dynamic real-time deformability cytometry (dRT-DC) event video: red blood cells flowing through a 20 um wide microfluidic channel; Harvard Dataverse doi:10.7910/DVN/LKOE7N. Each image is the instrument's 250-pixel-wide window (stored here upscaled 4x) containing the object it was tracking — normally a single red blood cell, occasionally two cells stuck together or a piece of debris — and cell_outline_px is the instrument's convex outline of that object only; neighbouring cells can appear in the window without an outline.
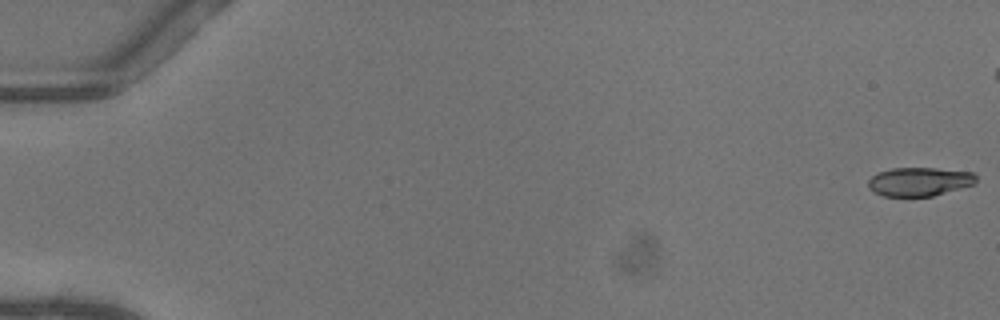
{"species": "common noctule bat (a hibernating species)", "species_latin": "Nyctalus noctula", "temperature_condition": "warm", "stored_images_in_passage": 47, "camera_frame_rate_fps": 3000, "um_per_image_px": 0.085, "animal": {"sex": "female"}, "frame": {"image": 1, "passage_image": 1, "time_ms": 0.0, "image_size_px": [1000, 320], "cell_outline_px": [[976, 184], [932, 196], [884, 196], [872, 192], [868, 188], [868, 180], [872, 176], [880, 172], [892, 168], [936, 168], [972, 172], [976, 176]], "centroid_in_image_um": [78.14, 15.44], "position_along_channel_um": 6.9, "area_um2": 18.09}}
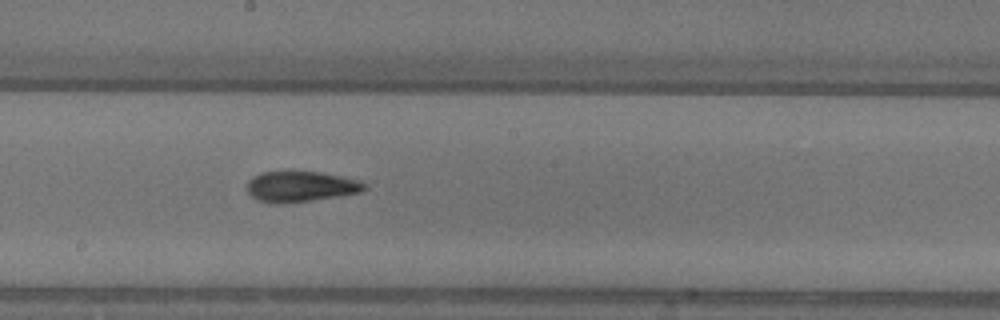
{"frame": {"image": 2, "passage_image": 30, "time_ms": 9.667, "image_size_px": [1000, 320], "cell_outline_px": [[368, 188], [360, 192], [340, 196], [276, 204], [256, 200], [248, 192], [248, 180], [252, 176], [260, 172], [288, 168], [320, 172], [344, 176], [360, 180], [368, 184]], "centroid_in_image_um": [25.55, 15.79], "position_along_channel_um": 222.6, "area_um2": 21.85}}
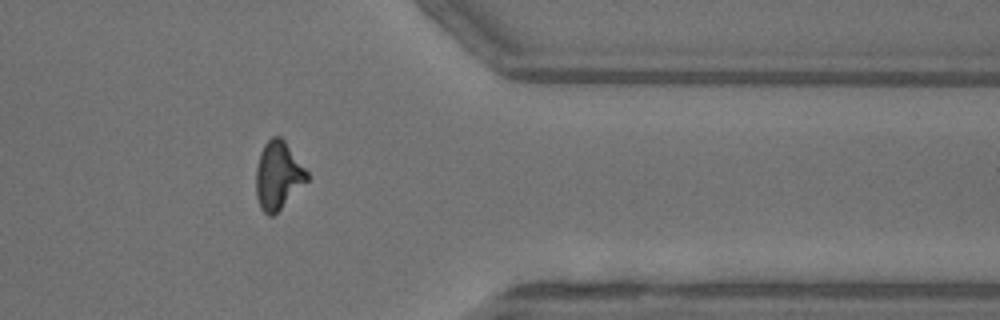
{"frame": {"image": 3, "passage_image": 43, "time_ms": 14.0, "image_size_px": [1000, 320], "cell_outline_px": [[308, 180], [272, 216], [268, 216], [260, 208], [256, 196], [256, 168], [260, 152], [264, 144], [272, 136], [280, 136], [284, 140], [308, 172]], "centroid_in_image_um": [23.61, 14.9], "position_along_channel_um": 387.8, "area_um2": 19.94}}